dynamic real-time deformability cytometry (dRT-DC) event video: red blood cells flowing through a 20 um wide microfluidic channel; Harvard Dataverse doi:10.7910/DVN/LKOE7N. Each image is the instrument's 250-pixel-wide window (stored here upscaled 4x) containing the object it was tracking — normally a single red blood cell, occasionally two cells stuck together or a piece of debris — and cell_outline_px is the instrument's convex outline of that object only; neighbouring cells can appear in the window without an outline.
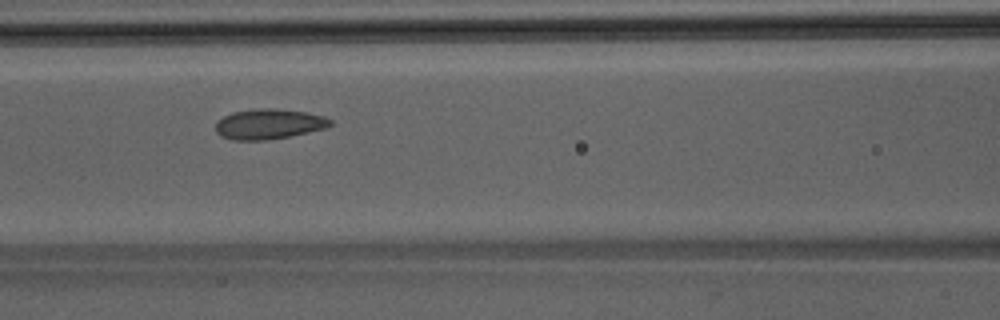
{"species": "Egyptian fruit bat (a non-hibernating species)", "species_latin": "Rousettus aegyptiacus", "temperature_condition": "room temperature", "stored_images_in_passage": 32, "camera_frame_rate_fps": 3000, "um_per_image_px": 0.085, "animal": {"sex": "male"}, "frame": {"image": 1, "passage_image": 7, "time_ms": 2.0, "image_size_px": [1000, 320], "cell_outline_px": [[332, 124], [328, 128], [288, 136], [264, 140], [232, 140], [220, 136], [216, 132], [216, 120], [232, 112], [256, 108], [276, 108], [304, 112], [324, 116], [332, 120]], "centroid_in_image_um": [22.83, 10.54], "position_along_channel_um": 143.8, "area_um2": 20.29}}
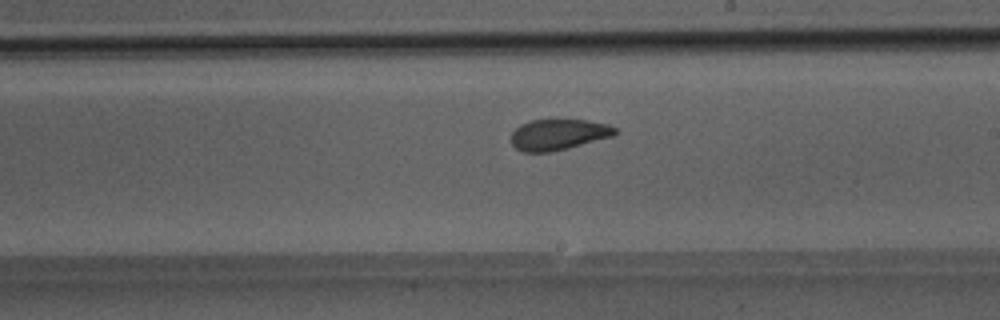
{"frame": {"image": 2, "passage_image": 14, "time_ms": 4.333, "image_size_px": [1000, 320], "cell_outline_px": [[616, 136], [568, 148], [548, 152], [524, 152], [516, 148], [512, 144], [512, 132], [520, 124], [532, 120], [588, 120], [608, 124], [616, 128]], "centroid_in_image_um": [47.5, 11.43], "position_along_channel_um": 241.5, "area_um2": 18.73}}
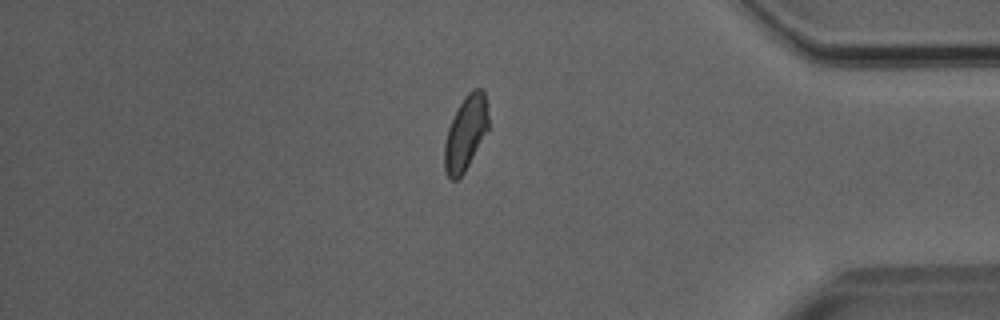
{"frame": {"image": 3, "passage_image": 27, "time_ms": 8.667, "image_size_px": [1000, 320], "cell_outline_px": [[488, 128], [464, 172], [456, 180], [452, 180], [448, 176], [444, 168], [444, 144], [448, 128], [464, 96], [472, 88], [484, 88], [488, 116]], "centroid_in_image_um": [39.57, 11.28], "position_along_channel_um": 395.6, "area_um2": 18.73}}